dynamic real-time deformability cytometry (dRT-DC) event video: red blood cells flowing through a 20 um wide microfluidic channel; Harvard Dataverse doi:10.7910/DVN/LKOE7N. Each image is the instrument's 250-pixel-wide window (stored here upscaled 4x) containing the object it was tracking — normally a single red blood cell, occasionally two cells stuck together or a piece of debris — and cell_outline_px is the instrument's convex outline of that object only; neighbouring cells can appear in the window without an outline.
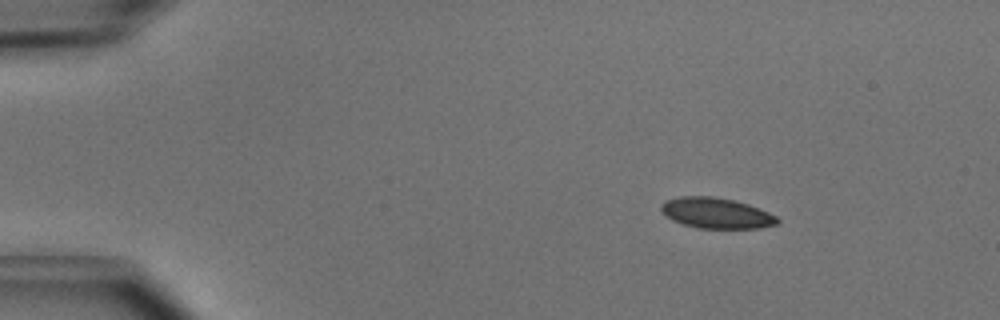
{"species": "common noctule bat (a hibernating species)", "species_latin": "Nyctalus noctula", "temperature_condition": "cold", "stored_images_in_passage": 4, "camera_frame_rate_fps": 3000, "um_per_image_px": 0.085, "animal": {"sex": "male", "body_mass_g": 15.6}, "frame": {"image": 1, "passage_image": 1, "time_ms": 0.0, "image_size_px": [1000, 320], "cell_outline_px": [[780, 220], [776, 224], [760, 228], [700, 228], [684, 224], [672, 220], [660, 208], [660, 204], [664, 200], [680, 196], [712, 196], [732, 200], [748, 204], [768, 212], [776, 216]], "centroid_in_image_um": [60.87, 18.1], "position_along_channel_um": 24.1, "area_um2": 20.58}}
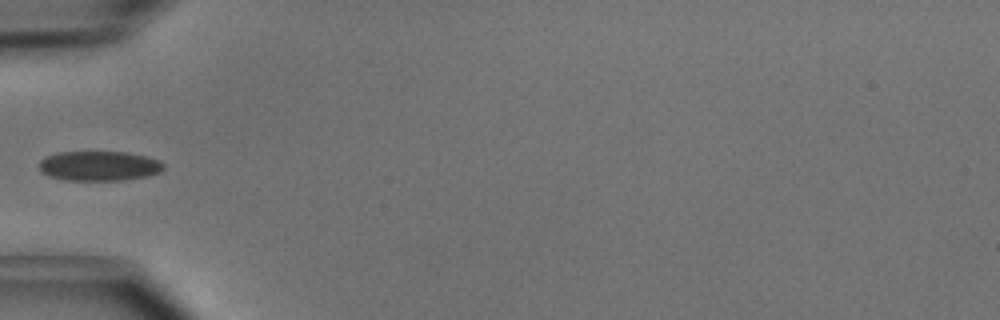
{"frame": {"image": 2, "passage_image": 4, "time_ms": 1.0, "image_size_px": [1000, 320], "cell_outline_px": [[164, 168], [160, 172], [148, 176], [124, 180], [64, 180], [48, 176], [40, 172], [40, 160], [44, 156], [60, 152], [128, 152], [148, 156], [160, 160], [164, 164]], "centroid_in_image_um": [8.44, 14.1], "position_along_channel_um": 76.6, "area_um2": 21.85}}